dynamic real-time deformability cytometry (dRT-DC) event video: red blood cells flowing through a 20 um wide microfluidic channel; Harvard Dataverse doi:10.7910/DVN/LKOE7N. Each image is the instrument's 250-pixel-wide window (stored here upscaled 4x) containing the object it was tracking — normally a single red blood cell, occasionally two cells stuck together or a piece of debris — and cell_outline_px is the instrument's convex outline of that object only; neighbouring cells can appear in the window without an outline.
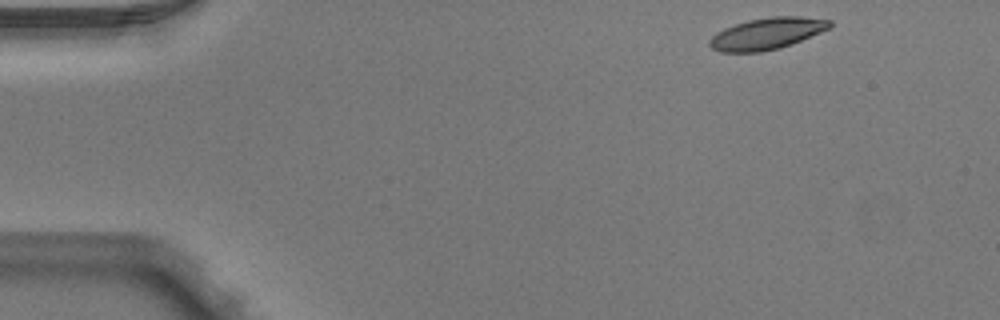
{"species": "Egyptian fruit bat (a non-hibernating species)", "species_latin": "Rousettus aegyptiacus", "temperature_condition": "warm", "stored_images_in_passage": 4, "camera_frame_rate_fps": 3000, "um_per_image_px": 0.085, "animal": {"sex": "male"}, "frame": {"image": 1, "passage_image": 1, "time_ms": 0.0, "image_size_px": [1000, 320], "cell_outline_px": [[832, 28], [792, 44], [780, 48], [760, 52], [720, 52], [712, 48], [708, 44], [708, 40], [716, 32], [724, 28], [748, 20], [772, 16], [800, 16], [832, 20]], "centroid_in_image_um": [65.21, 2.85], "position_along_channel_um": 19.8, "area_um2": 22.37}}